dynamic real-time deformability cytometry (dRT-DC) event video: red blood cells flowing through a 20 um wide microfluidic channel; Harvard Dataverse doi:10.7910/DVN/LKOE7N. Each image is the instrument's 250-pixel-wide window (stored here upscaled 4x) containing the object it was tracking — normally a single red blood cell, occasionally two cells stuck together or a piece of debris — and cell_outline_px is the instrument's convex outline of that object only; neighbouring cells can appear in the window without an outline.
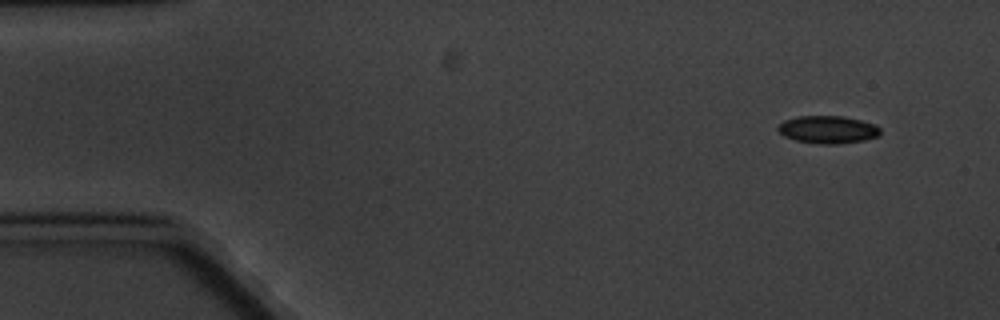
{"species": "common noctule bat (a hibernating species)", "species_latin": "Nyctalus noctula", "temperature_condition": "cold", "stored_images_in_passage": 6, "camera_frame_rate_fps": 3000, "um_per_image_px": 0.085, "animal": {"sex": "male", "body_mass_g": 20.1, "forearm_length_mm": 53.5}, "frame": {"image": 1, "passage_image": 1, "time_ms": 0.0, "image_size_px": [1000, 320], "cell_outline_px": [[880, 136], [864, 140], [836, 144], [820, 144], [796, 140], [784, 136], [776, 128], [784, 120], [800, 116], [844, 116], [860, 120], [872, 124], [880, 128]], "centroid_in_image_um": [70.37, 11.01], "position_along_channel_um": 14.6, "area_um2": 16.36}}
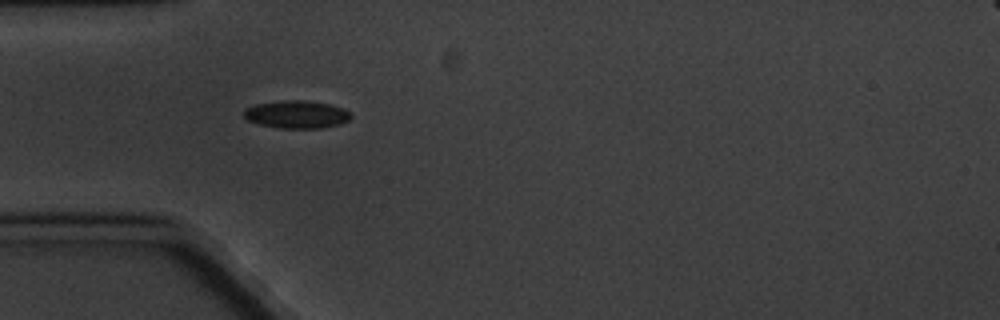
{"frame": {"image": 2, "passage_image": 4, "time_ms": 4.333, "image_size_px": [1000, 320], "cell_outline_px": [[352, 116], [348, 120], [340, 124], [320, 128], [280, 128], [260, 124], [248, 120], [244, 116], [244, 108], [256, 104], [280, 100], [300, 100], [328, 104], [344, 108], [352, 112]], "centroid_in_image_um": [25.23, 9.72], "position_along_channel_um": 59.8, "area_um2": 17.28}}